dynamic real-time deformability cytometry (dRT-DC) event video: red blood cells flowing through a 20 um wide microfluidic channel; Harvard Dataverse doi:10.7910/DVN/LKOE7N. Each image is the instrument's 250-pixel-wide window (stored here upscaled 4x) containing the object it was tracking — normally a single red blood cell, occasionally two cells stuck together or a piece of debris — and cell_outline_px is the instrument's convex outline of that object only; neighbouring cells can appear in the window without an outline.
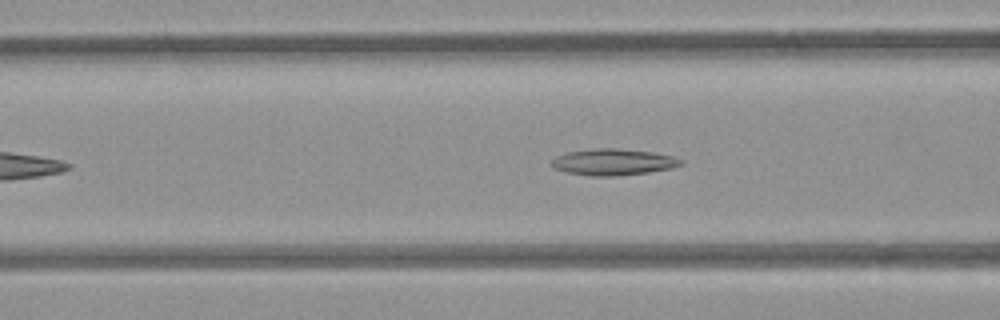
{"species": "common noctule bat (a hibernating species)", "species_latin": "Nyctalus noctula", "temperature_condition": "room temperature", "stored_images_in_passage": 39, "camera_frame_rate_fps": 3000, "um_per_image_px": 0.085, "animal": {"sex": "female", "body_mass_g": 21.9}, "frame": {"image": 1, "passage_image": 12, "time_ms": 3.667, "image_size_px": [1000, 320], "cell_outline_px": [[684, 164], [672, 168], [648, 172], [612, 176], [592, 176], [568, 172], [552, 168], [552, 160], [556, 156], [568, 152], [596, 148], [616, 148], [652, 152], [672, 156], [684, 160]], "centroid_in_image_um": [52.14, 13.77], "position_along_channel_um": 114.5, "area_um2": 19.77}}
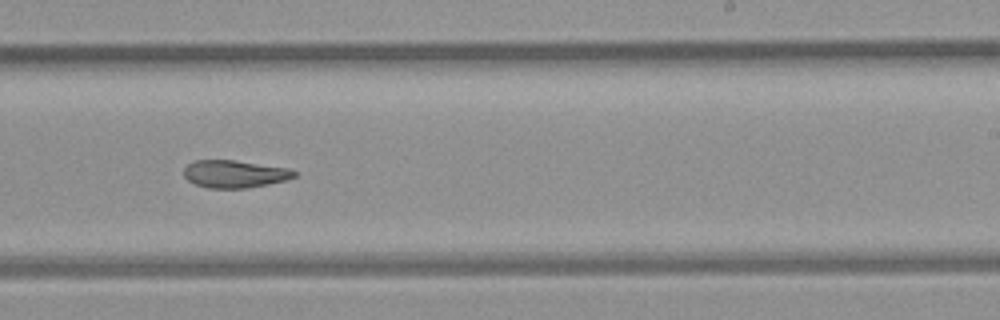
{"frame": {"image": 2, "passage_image": 24, "time_ms": 7.667, "image_size_px": [1000, 320], "cell_outline_px": [[296, 176], [288, 180], [248, 188], [208, 188], [196, 184], [188, 180], [184, 176], [184, 168], [188, 164], [196, 160], [236, 160], [288, 168], [296, 172]], "centroid_in_image_um": [19.96, 14.78], "position_along_channel_um": 269.0, "area_um2": 17.74}}
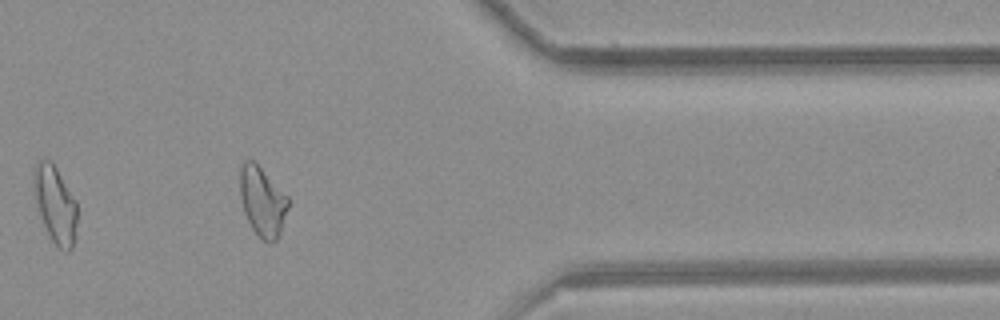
{"frame": {"image": 3, "passage_image": 35, "time_ms": 11.333, "image_size_px": [1000, 320], "cell_outline_px": [[288, 208], [280, 232], [276, 240], [268, 244], [260, 240], [252, 228], [244, 212], [240, 196], [240, 168], [244, 160], [252, 160], [288, 196]], "centroid_in_image_um": [22.3, 17.17], "position_along_channel_um": 389.1, "area_um2": 19.36}, "authors_computed_cell_mechanics": {"area_um2": 19.3052, "velocity_mm_per_s": 3.868, "shape_relaxation_time_tau1_ms": null, "shape_relaxation_time_tau2_ms": 5.7625, "deformation_change_tau1": null, "deformation_change_tau2": 0.1422}}